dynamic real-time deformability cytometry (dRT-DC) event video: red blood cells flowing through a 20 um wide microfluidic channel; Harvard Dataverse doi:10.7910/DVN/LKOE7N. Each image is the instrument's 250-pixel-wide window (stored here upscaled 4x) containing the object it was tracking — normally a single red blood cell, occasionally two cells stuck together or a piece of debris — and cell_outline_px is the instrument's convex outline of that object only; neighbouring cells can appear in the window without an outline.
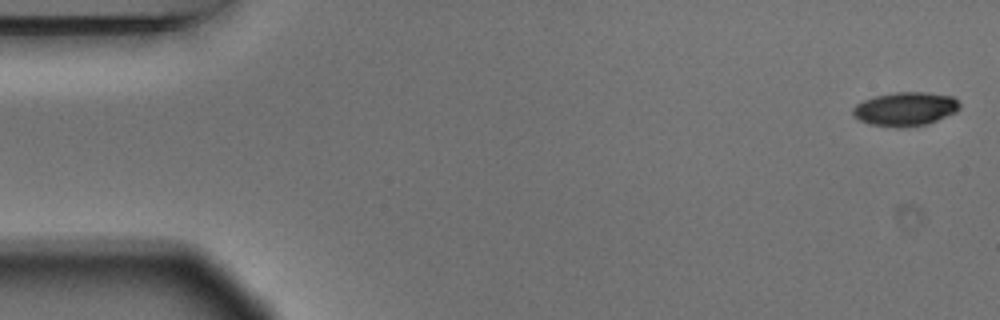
{"species": "Egyptian fruit bat (a non-hibernating species)", "species_latin": "Rousettus aegyptiacus", "temperature_condition": "warm", "stored_images_in_passage": 4, "camera_frame_rate_fps": 3000, "um_per_image_px": 0.085, "animal": {"sex": "male"}, "frame": {"image": 1, "passage_image": 1, "time_ms": 0.0, "image_size_px": [1000, 320], "cell_outline_px": [[960, 108], [956, 112], [928, 124], [904, 128], [896, 128], [868, 124], [852, 116], [852, 108], [856, 104], [864, 100], [876, 96], [896, 92], [928, 92], [952, 96], [960, 104]], "centroid_in_image_um": [76.94, 9.28], "position_along_channel_um": 8.1, "area_um2": 21.27}}
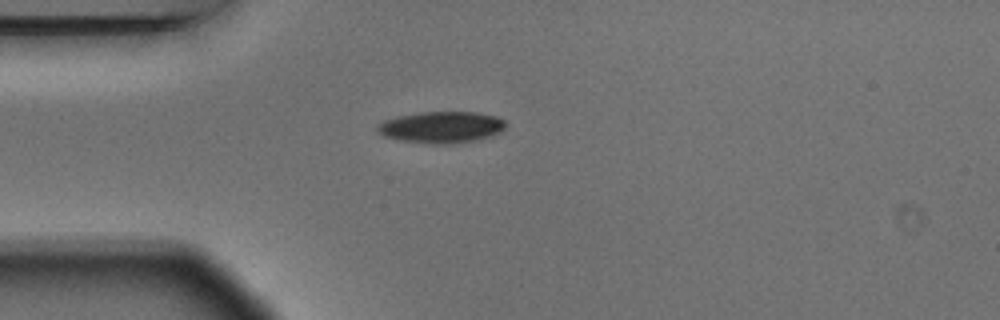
{"frame": {"image": 2, "passage_image": 4, "time_ms": 1.0, "image_size_px": [1000, 320], "cell_outline_px": [[504, 128], [500, 132], [492, 136], [476, 140], [452, 144], [432, 144], [400, 140], [384, 136], [376, 128], [384, 120], [396, 116], [420, 112], [476, 112], [496, 116], [504, 120]], "centroid_in_image_um": [37.53, 10.81], "position_along_channel_um": 47.5, "area_um2": 23.52}}